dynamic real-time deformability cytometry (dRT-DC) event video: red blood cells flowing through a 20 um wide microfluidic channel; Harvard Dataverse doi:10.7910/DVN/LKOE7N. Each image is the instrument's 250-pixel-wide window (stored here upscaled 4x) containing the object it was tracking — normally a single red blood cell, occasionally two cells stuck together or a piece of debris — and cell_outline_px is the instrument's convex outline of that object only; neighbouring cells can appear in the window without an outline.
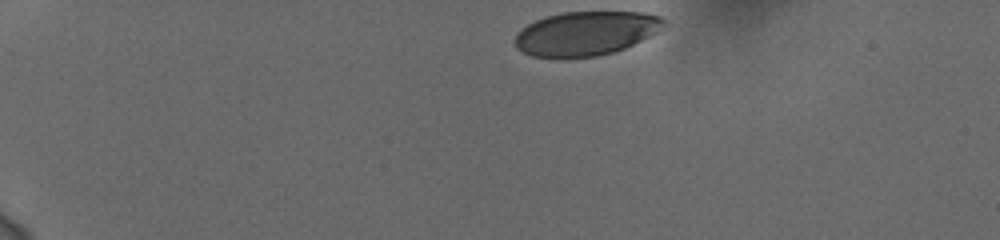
{"species": "human", "species_latin": "Homo sapiens", "temperature_condition": "cold", "stored_images_in_passage": 38, "camera_frame_rate_fps": 3000, "um_per_image_px": 0.085, "donor": {"sex": "female"}, "frame": {"image": 1, "passage_image": 1, "time_ms": 0.0, "image_size_px": [1000, 240], "cell_outline_px": [[668, 24], [656, 32], [624, 48], [612, 52], [596, 56], [532, 56], [516, 48], [516, 36], [528, 24], [536, 20], [548, 16], [564, 12], [644, 12], [660, 16]], "centroid_in_image_um": [49.84, 2.81], "position_along_channel_um": 35.2, "area_um2": 37.4}}
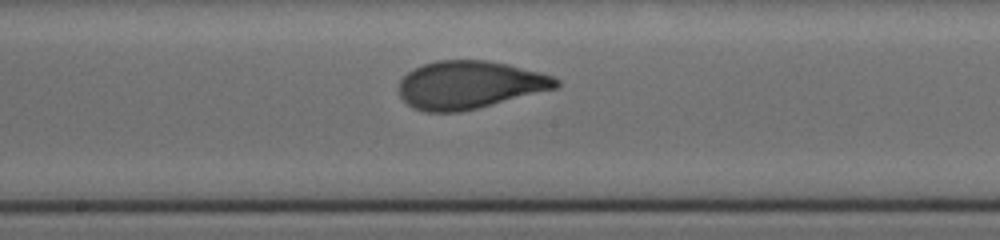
{"frame": {"image": 2, "passage_image": 22, "time_ms": 7.0, "image_size_px": [1000, 240], "cell_outline_px": [[560, 84], [556, 88], [460, 112], [424, 112], [412, 108], [400, 96], [400, 80], [412, 68], [436, 60], [488, 60], [508, 64], [540, 72], [552, 76], [560, 80]], "centroid_in_image_um": [39.89, 7.2], "position_along_channel_um": 208.3, "area_um2": 43.7}}
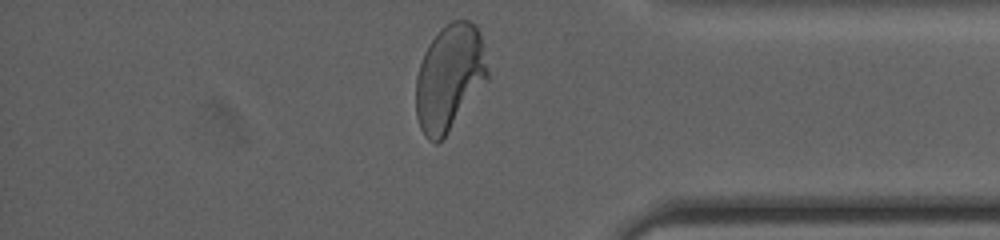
{"frame": {"image": 3, "passage_image": 38, "time_ms": 12.333, "image_size_px": [1000, 240], "cell_outline_px": [[488, 80], [448, 132], [436, 144], [428, 140], [424, 136], [420, 128], [416, 116], [416, 76], [424, 52], [428, 44], [440, 28], [452, 20], [468, 20], [476, 24], [480, 32], [488, 72]], "centroid_in_image_um": [38.19, 6.58], "position_along_channel_um": 397.0, "area_um2": 44.45}, "authors_computed_cell_mechanics": {"area_um2": 43.1188, "velocity_mm_per_s": 3.7412, "shape_relaxation_time_tau1_ms": 3.237, "shape_relaxation_time_tau2_ms": null, "deformation_change_tau1": 0.1664, "deformation_change_tau2": null}}